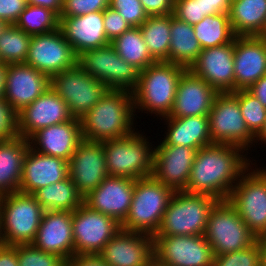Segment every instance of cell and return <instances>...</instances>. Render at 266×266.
I'll list each match as a JSON object with an SVG mask.
<instances>
[{"label": "cell", "instance_id": "1", "mask_svg": "<svg viewBox=\"0 0 266 266\" xmlns=\"http://www.w3.org/2000/svg\"><path fill=\"white\" fill-rule=\"evenodd\" d=\"M242 153V148L229 144L213 143L198 149L184 191L227 200L242 173L250 166L251 160Z\"/></svg>", "mask_w": 266, "mask_h": 266}, {"label": "cell", "instance_id": "2", "mask_svg": "<svg viewBox=\"0 0 266 266\" xmlns=\"http://www.w3.org/2000/svg\"><path fill=\"white\" fill-rule=\"evenodd\" d=\"M133 93L109 89L104 97L82 118V138L92 142L120 139L132 134L134 128ZM133 128V129H132Z\"/></svg>", "mask_w": 266, "mask_h": 266}, {"label": "cell", "instance_id": "3", "mask_svg": "<svg viewBox=\"0 0 266 266\" xmlns=\"http://www.w3.org/2000/svg\"><path fill=\"white\" fill-rule=\"evenodd\" d=\"M186 68L166 61H158L140 71L138 85L133 93L136 109L169 116L175 101L177 85Z\"/></svg>", "mask_w": 266, "mask_h": 266}, {"label": "cell", "instance_id": "4", "mask_svg": "<svg viewBox=\"0 0 266 266\" xmlns=\"http://www.w3.org/2000/svg\"><path fill=\"white\" fill-rule=\"evenodd\" d=\"M45 211L32 194L17 191L0 196L2 244H32Z\"/></svg>", "mask_w": 266, "mask_h": 266}, {"label": "cell", "instance_id": "5", "mask_svg": "<svg viewBox=\"0 0 266 266\" xmlns=\"http://www.w3.org/2000/svg\"><path fill=\"white\" fill-rule=\"evenodd\" d=\"M173 193L153 176L135 180L131 206L121 229L154 236Z\"/></svg>", "mask_w": 266, "mask_h": 266}, {"label": "cell", "instance_id": "6", "mask_svg": "<svg viewBox=\"0 0 266 266\" xmlns=\"http://www.w3.org/2000/svg\"><path fill=\"white\" fill-rule=\"evenodd\" d=\"M218 201L209 195L174 191L154 236L204 235L209 213Z\"/></svg>", "mask_w": 266, "mask_h": 266}, {"label": "cell", "instance_id": "7", "mask_svg": "<svg viewBox=\"0 0 266 266\" xmlns=\"http://www.w3.org/2000/svg\"><path fill=\"white\" fill-rule=\"evenodd\" d=\"M142 135L134 131L126 137L102 142L109 176L133 180L152 176L154 148Z\"/></svg>", "mask_w": 266, "mask_h": 266}, {"label": "cell", "instance_id": "8", "mask_svg": "<svg viewBox=\"0 0 266 266\" xmlns=\"http://www.w3.org/2000/svg\"><path fill=\"white\" fill-rule=\"evenodd\" d=\"M204 237L215 256L243 250L257 241L228 200L218 201L210 211Z\"/></svg>", "mask_w": 266, "mask_h": 266}, {"label": "cell", "instance_id": "9", "mask_svg": "<svg viewBox=\"0 0 266 266\" xmlns=\"http://www.w3.org/2000/svg\"><path fill=\"white\" fill-rule=\"evenodd\" d=\"M251 168L242 173L227 200L258 238L266 236V168Z\"/></svg>", "mask_w": 266, "mask_h": 266}, {"label": "cell", "instance_id": "10", "mask_svg": "<svg viewBox=\"0 0 266 266\" xmlns=\"http://www.w3.org/2000/svg\"><path fill=\"white\" fill-rule=\"evenodd\" d=\"M50 87L66 102L71 116L77 119L82 118L109 90L78 64L53 75Z\"/></svg>", "mask_w": 266, "mask_h": 266}, {"label": "cell", "instance_id": "11", "mask_svg": "<svg viewBox=\"0 0 266 266\" xmlns=\"http://www.w3.org/2000/svg\"><path fill=\"white\" fill-rule=\"evenodd\" d=\"M78 65L109 89L133 92L138 85L140 71L122 59L111 44L84 51L78 56Z\"/></svg>", "mask_w": 266, "mask_h": 266}, {"label": "cell", "instance_id": "12", "mask_svg": "<svg viewBox=\"0 0 266 266\" xmlns=\"http://www.w3.org/2000/svg\"><path fill=\"white\" fill-rule=\"evenodd\" d=\"M208 118L212 143L238 146L246 152L255 143V136L242 117L238 98L232 92L216 96Z\"/></svg>", "mask_w": 266, "mask_h": 266}, {"label": "cell", "instance_id": "13", "mask_svg": "<svg viewBox=\"0 0 266 266\" xmlns=\"http://www.w3.org/2000/svg\"><path fill=\"white\" fill-rule=\"evenodd\" d=\"M120 229L114 218L83 203L72 212L74 255L98 254Z\"/></svg>", "mask_w": 266, "mask_h": 266}, {"label": "cell", "instance_id": "14", "mask_svg": "<svg viewBox=\"0 0 266 266\" xmlns=\"http://www.w3.org/2000/svg\"><path fill=\"white\" fill-rule=\"evenodd\" d=\"M26 64L49 78L78 64V56L61 30L32 35Z\"/></svg>", "mask_w": 266, "mask_h": 266}, {"label": "cell", "instance_id": "15", "mask_svg": "<svg viewBox=\"0 0 266 266\" xmlns=\"http://www.w3.org/2000/svg\"><path fill=\"white\" fill-rule=\"evenodd\" d=\"M154 257L169 266H212L213 249L204 235L153 236Z\"/></svg>", "mask_w": 266, "mask_h": 266}, {"label": "cell", "instance_id": "16", "mask_svg": "<svg viewBox=\"0 0 266 266\" xmlns=\"http://www.w3.org/2000/svg\"><path fill=\"white\" fill-rule=\"evenodd\" d=\"M106 157L102 142L82 140L68 161V177L85 197L107 177Z\"/></svg>", "mask_w": 266, "mask_h": 266}, {"label": "cell", "instance_id": "17", "mask_svg": "<svg viewBox=\"0 0 266 266\" xmlns=\"http://www.w3.org/2000/svg\"><path fill=\"white\" fill-rule=\"evenodd\" d=\"M16 117L17 134L25 139L42 128L73 118L66 102L50 86L40 97L18 112Z\"/></svg>", "mask_w": 266, "mask_h": 266}, {"label": "cell", "instance_id": "18", "mask_svg": "<svg viewBox=\"0 0 266 266\" xmlns=\"http://www.w3.org/2000/svg\"><path fill=\"white\" fill-rule=\"evenodd\" d=\"M50 86V78L26 63L8 64L3 98L17 114L40 97Z\"/></svg>", "mask_w": 266, "mask_h": 266}, {"label": "cell", "instance_id": "19", "mask_svg": "<svg viewBox=\"0 0 266 266\" xmlns=\"http://www.w3.org/2000/svg\"><path fill=\"white\" fill-rule=\"evenodd\" d=\"M197 150L186 146H154L152 176L173 191H184Z\"/></svg>", "mask_w": 266, "mask_h": 266}, {"label": "cell", "instance_id": "20", "mask_svg": "<svg viewBox=\"0 0 266 266\" xmlns=\"http://www.w3.org/2000/svg\"><path fill=\"white\" fill-rule=\"evenodd\" d=\"M98 255L109 266H148L154 257L153 236L120 229Z\"/></svg>", "mask_w": 266, "mask_h": 266}, {"label": "cell", "instance_id": "21", "mask_svg": "<svg viewBox=\"0 0 266 266\" xmlns=\"http://www.w3.org/2000/svg\"><path fill=\"white\" fill-rule=\"evenodd\" d=\"M190 70L219 93L235 91L234 40L202 49Z\"/></svg>", "mask_w": 266, "mask_h": 266}, {"label": "cell", "instance_id": "22", "mask_svg": "<svg viewBox=\"0 0 266 266\" xmlns=\"http://www.w3.org/2000/svg\"><path fill=\"white\" fill-rule=\"evenodd\" d=\"M134 186L132 178L107 176L84 197V204L121 224L129 212Z\"/></svg>", "mask_w": 266, "mask_h": 266}, {"label": "cell", "instance_id": "23", "mask_svg": "<svg viewBox=\"0 0 266 266\" xmlns=\"http://www.w3.org/2000/svg\"><path fill=\"white\" fill-rule=\"evenodd\" d=\"M219 92L186 69L178 82L173 108L168 117L208 116Z\"/></svg>", "mask_w": 266, "mask_h": 266}, {"label": "cell", "instance_id": "24", "mask_svg": "<svg viewBox=\"0 0 266 266\" xmlns=\"http://www.w3.org/2000/svg\"><path fill=\"white\" fill-rule=\"evenodd\" d=\"M264 75H266V39L263 36L235 37V91L247 90Z\"/></svg>", "mask_w": 266, "mask_h": 266}, {"label": "cell", "instance_id": "25", "mask_svg": "<svg viewBox=\"0 0 266 266\" xmlns=\"http://www.w3.org/2000/svg\"><path fill=\"white\" fill-rule=\"evenodd\" d=\"M32 245L68 261L74 256L72 212L46 210Z\"/></svg>", "mask_w": 266, "mask_h": 266}, {"label": "cell", "instance_id": "26", "mask_svg": "<svg viewBox=\"0 0 266 266\" xmlns=\"http://www.w3.org/2000/svg\"><path fill=\"white\" fill-rule=\"evenodd\" d=\"M30 148L41 154L69 161L83 140L80 119L48 126L35 132L29 139Z\"/></svg>", "mask_w": 266, "mask_h": 266}, {"label": "cell", "instance_id": "27", "mask_svg": "<svg viewBox=\"0 0 266 266\" xmlns=\"http://www.w3.org/2000/svg\"><path fill=\"white\" fill-rule=\"evenodd\" d=\"M59 29L77 56L110 44L105 34L103 11L77 17H59Z\"/></svg>", "mask_w": 266, "mask_h": 266}, {"label": "cell", "instance_id": "28", "mask_svg": "<svg viewBox=\"0 0 266 266\" xmlns=\"http://www.w3.org/2000/svg\"><path fill=\"white\" fill-rule=\"evenodd\" d=\"M68 177V161L41 154L29 147L23 161L20 192L33 194L36 190Z\"/></svg>", "mask_w": 266, "mask_h": 266}, {"label": "cell", "instance_id": "29", "mask_svg": "<svg viewBox=\"0 0 266 266\" xmlns=\"http://www.w3.org/2000/svg\"><path fill=\"white\" fill-rule=\"evenodd\" d=\"M167 131L159 145L186 146L200 149L212 143L208 116H189L184 118L164 117ZM168 122V123H167Z\"/></svg>", "mask_w": 266, "mask_h": 266}, {"label": "cell", "instance_id": "30", "mask_svg": "<svg viewBox=\"0 0 266 266\" xmlns=\"http://www.w3.org/2000/svg\"><path fill=\"white\" fill-rule=\"evenodd\" d=\"M29 147V140L20 136L0 141V196L20 191L23 161Z\"/></svg>", "mask_w": 266, "mask_h": 266}, {"label": "cell", "instance_id": "31", "mask_svg": "<svg viewBox=\"0 0 266 266\" xmlns=\"http://www.w3.org/2000/svg\"><path fill=\"white\" fill-rule=\"evenodd\" d=\"M228 14L236 37L265 35L266 0H232Z\"/></svg>", "mask_w": 266, "mask_h": 266}, {"label": "cell", "instance_id": "32", "mask_svg": "<svg viewBox=\"0 0 266 266\" xmlns=\"http://www.w3.org/2000/svg\"><path fill=\"white\" fill-rule=\"evenodd\" d=\"M170 34L169 62L190 69L202 51L199 41L196 39L193 25L173 16Z\"/></svg>", "mask_w": 266, "mask_h": 266}, {"label": "cell", "instance_id": "33", "mask_svg": "<svg viewBox=\"0 0 266 266\" xmlns=\"http://www.w3.org/2000/svg\"><path fill=\"white\" fill-rule=\"evenodd\" d=\"M32 195L45 210L73 212L84 203L83 195L69 177L40 188Z\"/></svg>", "mask_w": 266, "mask_h": 266}, {"label": "cell", "instance_id": "34", "mask_svg": "<svg viewBox=\"0 0 266 266\" xmlns=\"http://www.w3.org/2000/svg\"><path fill=\"white\" fill-rule=\"evenodd\" d=\"M110 44L122 59L139 71L157 62L151 56L139 27H131Z\"/></svg>", "mask_w": 266, "mask_h": 266}, {"label": "cell", "instance_id": "35", "mask_svg": "<svg viewBox=\"0 0 266 266\" xmlns=\"http://www.w3.org/2000/svg\"><path fill=\"white\" fill-rule=\"evenodd\" d=\"M173 13L150 16L139 27L151 56L158 61L169 62L170 28Z\"/></svg>", "mask_w": 266, "mask_h": 266}, {"label": "cell", "instance_id": "36", "mask_svg": "<svg viewBox=\"0 0 266 266\" xmlns=\"http://www.w3.org/2000/svg\"><path fill=\"white\" fill-rule=\"evenodd\" d=\"M193 28L202 49L228 44L236 37L228 13L205 16L199 23L193 25Z\"/></svg>", "mask_w": 266, "mask_h": 266}, {"label": "cell", "instance_id": "37", "mask_svg": "<svg viewBox=\"0 0 266 266\" xmlns=\"http://www.w3.org/2000/svg\"><path fill=\"white\" fill-rule=\"evenodd\" d=\"M31 35L10 24L0 35V60L5 64L25 63Z\"/></svg>", "mask_w": 266, "mask_h": 266}, {"label": "cell", "instance_id": "38", "mask_svg": "<svg viewBox=\"0 0 266 266\" xmlns=\"http://www.w3.org/2000/svg\"><path fill=\"white\" fill-rule=\"evenodd\" d=\"M14 25L31 36L44 34L59 28V17L49 9L27 4Z\"/></svg>", "mask_w": 266, "mask_h": 266}, {"label": "cell", "instance_id": "39", "mask_svg": "<svg viewBox=\"0 0 266 266\" xmlns=\"http://www.w3.org/2000/svg\"><path fill=\"white\" fill-rule=\"evenodd\" d=\"M232 93L238 98L247 128L256 137L265 125L266 108L247 90H237Z\"/></svg>", "mask_w": 266, "mask_h": 266}, {"label": "cell", "instance_id": "40", "mask_svg": "<svg viewBox=\"0 0 266 266\" xmlns=\"http://www.w3.org/2000/svg\"><path fill=\"white\" fill-rule=\"evenodd\" d=\"M19 266H67L60 256L42 251L32 244L15 245Z\"/></svg>", "mask_w": 266, "mask_h": 266}, {"label": "cell", "instance_id": "41", "mask_svg": "<svg viewBox=\"0 0 266 266\" xmlns=\"http://www.w3.org/2000/svg\"><path fill=\"white\" fill-rule=\"evenodd\" d=\"M212 266H260L258 241L243 250L215 256Z\"/></svg>", "mask_w": 266, "mask_h": 266}, {"label": "cell", "instance_id": "42", "mask_svg": "<svg viewBox=\"0 0 266 266\" xmlns=\"http://www.w3.org/2000/svg\"><path fill=\"white\" fill-rule=\"evenodd\" d=\"M109 7L116 10L131 27H140L149 17L140 0H109Z\"/></svg>", "mask_w": 266, "mask_h": 266}, {"label": "cell", "instance_id": "43", "mask_svg": "<svg viewBox=\"0 0 266 266\" xmlns=\"http://www.w3.org/2000/svg\"><path fill=\"white\" fill-rule=\"evenodd\" d=\"M109 0H63L60 17H77L91 12L104 11Z\"/></svg>", "mask_w": 266, "mask_h": 266}, {"label": "cell", "instance_id": "44", "mask_svg": "<svg viewBox=\"0 0 266 266\" xmlns=\"http://www.w3.org/2000/svg\"><path fill=\"white\" fill-rule=\"evenodd\" d=\"M173 15L189 25H195L205 17L200 0H174Z\"/></svg>", "mask_w": 266, "mask_h": 266}, {"label": "cell", "instance_id": "45", "mask_svg": "<svg viewBox=\"0 0 266 266\" xmlns=\"http://www.w3.org/2000/svg\"><path fill=\"white\" fill-rule=\"evenodd\" d=\"M105 34L109 42L122 35L131 25L114 9L108 7L103 11Z\"/></svg>", "mask_w": 266, "mask_h": 266}, {"label": "cell", "instance_id": "46", "mask_svg": "<svg viewBox=\"0 0 266 266\" xmlns=\"http://www.w3.org/2000/svg\"><path fill=\"white\" fill-rule=\"evenodd\" d=\"M18 136L17 117L9 104L0 98V141H5Z\"/></svg>", "mask_w": 266, "mask_h": 266}, {"label": "cell", "instance_id": "47", "mask_svg": "<svg viewBox=\"0 0 266 266\" xmlns=\"http://www.w3.org/2000/svg\"><path fill=\"white\" fill-rule=\"evenodd\" d=\"M26 5L25 0H0V19L15 24Z\"/></svg>", "mask_w": 266, "mask_h": 266}, {"label": "cell", "instance_id": "48", "mask_svg": "<svg viewBox=\"0 0 266 266\" xmlns=\"http://www.w3.org/2000/svg\"><path fill=\"white\" fill-rule=\"evenodd\" d=\"M140 2L149 17L169 15L174 11V0H140Z\"/></svg>", "mask_w": 266, "mask_h": 266}, {"label": "cell", "instance_id": "49", "mask_svg": "<svg viewBox=\"0 0 266 266\" xmlns=\"http://www.w3.org/2000/svg\"><path fill=\"white\" fill-rule=\"evenodd\" d=\"M202 14L210 16L220 13H229L232 0H200Z\"/></svg>", "mask_w": 266, "mask_h": 266}, {"label": "cell", "instance_id": "50", "mask_svg": "<svg viewBox=\"0 0 266 266\" xmlns=\"http://www.w3.org/2000/svg\"><path fill=\"white\" fill-rule=\"evenodd\" d=\"M67 266H109L98 254H75Z\"/></svg>", "mask_w": 266, "mask_h": 266}, {"label": "cell", "instance_id": "51", "mask_svg": "<svg viewBox=\"0 0 266 266\" xmlns=\"http://www.w3.org/2000/svg\"><path fill=\"white\" fill-rule=\"evenodd\" d=\"M0 266H19L14 246L0 244Z\"/></svg>", "mask_w": 266, "mask_h": 266}, {"label": "cell", "instance_id": "52", "mask_svg": "<svg viewBox=\"0 0 266 266\" xmlns=\"http://www.w3.org/2000/svg\"><path fill=\"white\" fill-rule=\"evenodd\" d=\"M247 91L251 93L266 108V75L262 76Z\"/></svg>", "mask_w": 266, "mask_h": 266}, {"label": "cell", "instance_id": "53", "mask_svg": "<svg viewBox=\"0 0 266 266\" xmlns=\"http://www.w3.org/2000/svg\"><path fill=\"white\" fill-rule=\"evenodd\" d=\"M27 4L41 6L53 11L58 17L62 12L63 0H27Z\"/></svg>", "mask_w": 266, "mask_h": 266}, {"label": "cell", "instance_id": "54", "mask_svg": "<svg viewBox=\"0 0 266 266\" xmlns=\"http://www.w3.org/2000/svg\"><path fill=\"white\" fill-rule=\"evenodd\" d=\"M260 247V266H266V236L258 237Z\"/></svg>", "mask_w": 266, "mask_h": 266}, {"label": "cell", "instance_id": "55", "mask_svg": "<svg viewBox=\"0 0 266 266\" xmlns=\"http://www.w3.org/2000/svg\"><path fill=\"white\" fill-rule=\"evenodd\" d=\"M7 64L0 62V98L3 97L5 89Z\"/></svg>", "mask_w": 266, "mask_h": 266}, {"label": "cell", "instance_id": "56", "mask_svg": "<svg viewBox=\"0 0 266 266\" xmlns=\"http://www.w3.org/2000/svg\"><path fill=\"white\" fill-rule=\"evenodd\" d=\"M258 140L266 145V122L261 132L255 137V142L258 143Z\"/></svg>", "mask_w": 266, "mask_h": 266}, {"label": "cell", "instance_id": "57", "mask_svg": "<svg viewBox=\"0 0 266 266\" xmlns=\"http://www.w3.org/2000/svg\"><path fill=\"white\" fill-rule=\"evenodd\" d=\"M148 266H169L167 264H164L162 262H160L158 259H156L155 257H153L150 261V263L148 264Z\"/></svg>", "mask_w": 266, "mask_h": 266}, {"label": "cell", "instance_id": "58", "mask_svg": "<svg viewBox=\"0 0 266 266\" xmlns=\"http://www.w3.org/2000/svg\"><path fill=\"white\" fill-rule=\"evenodd\" d=\"M9 25L10 24L7 21L0 19V35L6 30Z\"/></svg>", "mask_w": 266, "mask_h": 266}]
</instances>
